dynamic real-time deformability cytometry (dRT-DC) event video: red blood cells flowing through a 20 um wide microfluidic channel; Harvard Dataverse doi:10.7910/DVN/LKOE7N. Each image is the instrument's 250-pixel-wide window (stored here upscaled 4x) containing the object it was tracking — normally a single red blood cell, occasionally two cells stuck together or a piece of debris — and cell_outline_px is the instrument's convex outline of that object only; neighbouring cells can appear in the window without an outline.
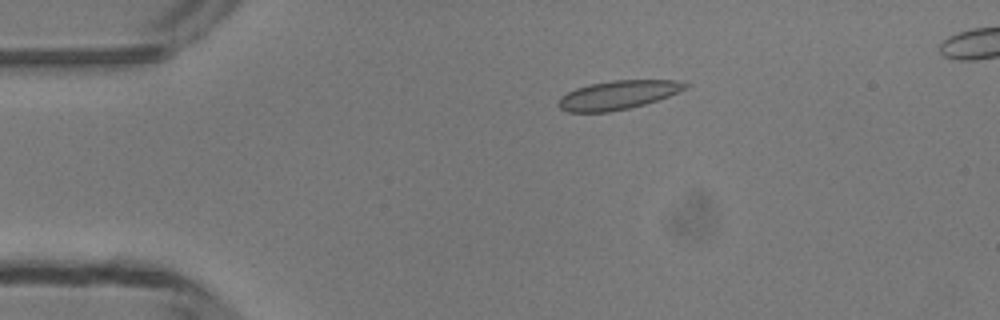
{"species": "common noctule bat (a hibernating species)", "species_latin": "Nyctalus noctula", "temperature_condition": "room temperature", "stored_images_in_passage": 41, "camera_frame_rate_fps": 3000, "um_per_image_px": 0.085, "animal": {"sex": "male", "body_mass_g": 13.3}, "frame": {"image": 1, "passage_image": 1, "time_ms": 0.0, "image_size_px": [1000, 320], "cell_outline_px": [[692, 84], [688, 88], [668, 96], [644, 104], [628, 108], [608, 112], [568, 112], [560, 108], [556, 104], [560, 96], [576, 88], [588, 84], [612, 80], [676, 80]], "centroid_in_image_um": [52.52, 8.06], "position_along_channel_um": 32.5, "area_um2": 21.39}}
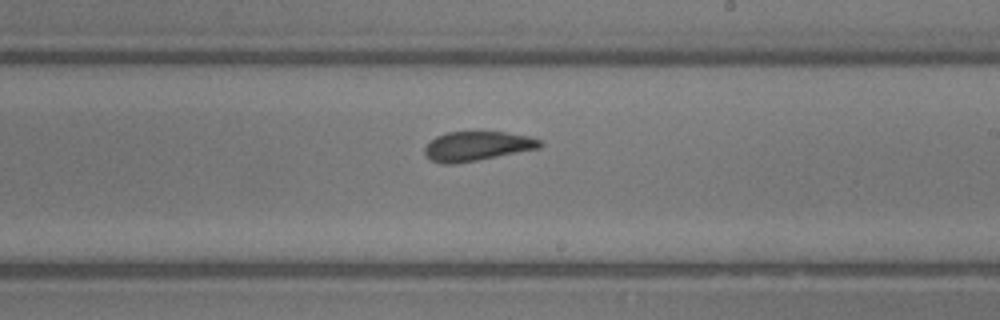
{"frame": {"image": 2, "passage_image": 20, "time_ms": 6.333, "image_size_px": [1000, 320], "cell_outline_px": [[544, 144], [540, 148], [456, 164], [444, 164], [432, 160], [424, 152], [424, 148], [436, 136], [448, 132], [504, 132], [528, 136], [540, 140]], "centroid_in_image_um": [40.57, 12.42], "position_along_channel_um": 248.4, "area_um2": 19.54}}
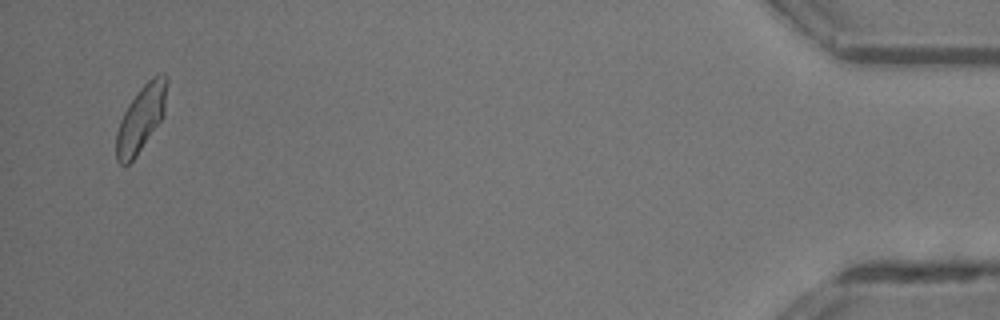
{"frame": {"image": 3, "passage_image": 39, "time_ms": 12.667, "image_size_px": [1000, 320], "cell_outline_px": [[168, 80], [164, 116], [136, 156], [128, 164], [120, 164], [116, 160], [116, 132], [120, 120], [128, 104], [140, 88], [152, 76], [160, 72], [164, 72], [168, 76]], "centroid_in_image_um": [12.01, 10.02], "position_along_channel_um": 423.2, "area_um2": 19.71}}